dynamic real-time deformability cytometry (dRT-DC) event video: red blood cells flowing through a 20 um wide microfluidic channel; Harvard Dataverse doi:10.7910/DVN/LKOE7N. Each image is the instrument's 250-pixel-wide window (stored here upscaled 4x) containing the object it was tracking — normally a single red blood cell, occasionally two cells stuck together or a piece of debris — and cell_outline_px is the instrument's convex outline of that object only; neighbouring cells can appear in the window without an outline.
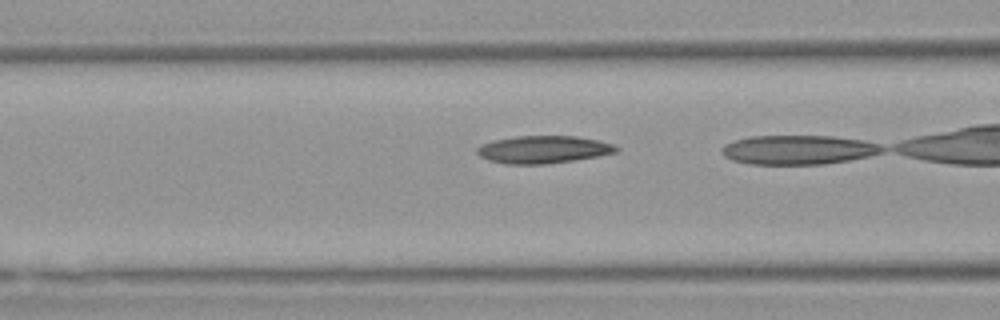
{"species": "Egyptian fruit bat (a non-hibernating species)", "species_latin": "Rousettus aegyptiacus", "temperature_condition": "warm", "stored_images_in_passage": 13, "camera_frame_rate_fps": 3000, "um_per_image_px": 0.085, "animal": {"sex": "female"}, "frame": {"image": 1, "passage_image": 11, "time_ms": 3.333, "image_size_px": [1000, 320], "cell_outline_px": [[620, 148], [616, 152], [600, 156], [544, 164], [504, 164], [488, 160], [480, 156], [476, 152], [476, 148], [480, 144], [492, 140], [516, 136], [576, 136], [596, 140], [612, 144]], "centroid_in_image_um": [46.13, 12.71], "position_along_channel_um": 120.5, "area_um2": 22.37}}